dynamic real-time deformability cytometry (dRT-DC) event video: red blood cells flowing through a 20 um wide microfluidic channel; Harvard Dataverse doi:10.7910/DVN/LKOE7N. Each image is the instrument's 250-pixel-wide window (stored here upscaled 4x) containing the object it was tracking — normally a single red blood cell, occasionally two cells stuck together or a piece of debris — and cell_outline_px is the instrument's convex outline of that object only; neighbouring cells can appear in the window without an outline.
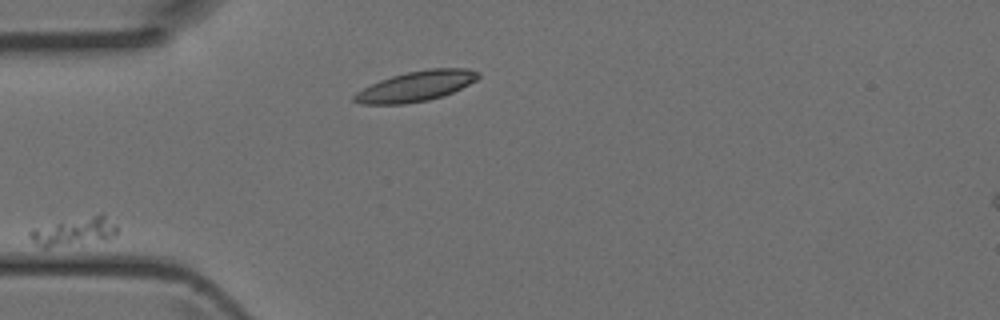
{"species": "Egyptian fruit bat (a non-hibernating species)", "species_latin": "Rousettus aegyptiacus", "temperature_condition": "room temperature", "stored_images_in_passage": 5, "camera_frame_rate_fps": 3000, "um_per_image_px": 0.085, "animal": {"sex": "female"}, "frame": {"image": 1, "passage_image": 2, "time_ms": 0.333, "image_size_px": [1000, 320], "cell_outline_px": [[116, 236], [80, 244], [48, 248], [44, 248], [32, 240], [28, 236], [28, 232], [32, 228], [60, 220], [100, 212], [104, 212], [116, 224]], "centroid_in_image_um": [6.3, 19.62], "position_along_channel_um": 78.7, "area_um2": 15.09}}
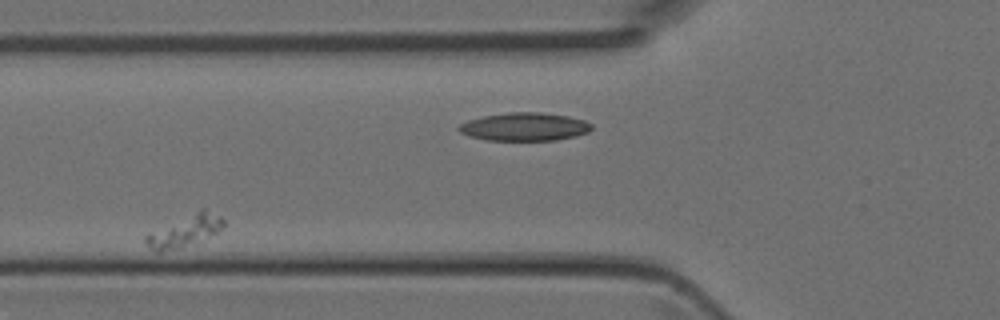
{"frame": {"image": 2, "passage_image": 3, "time_ms": 0.667, "image_size_px": [1000, 320], "cell_outline_px": [[224, 228], [220, 232], [180, 248], [160, 252], [156, 252], [144, 240], [144, 236], [200, 208], [204, 208], [220, 216], [224, 220]], "centroid_in_image_um": [15.77, 19.62], "position_along_channel_um": 110.0, "area_um2": 14.1}}
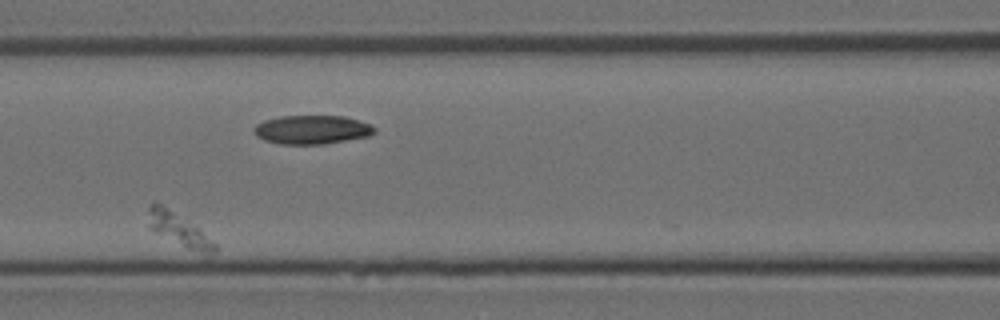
{"frame": {"image": 3, "passage_image": 4, "time_ms": 1.0, "image_size_px": [1000, 320], "cell_outline_px": [[216, 252], [208, 256], [204, 256], [148, 228], [148, 208], [152, 204], [160, 204], [200, 228], [216, 244]], "centroid_in_image_um": [15.27, 19.57], "position_along_channel_um": 151.3, "area_um2": 12.54}}